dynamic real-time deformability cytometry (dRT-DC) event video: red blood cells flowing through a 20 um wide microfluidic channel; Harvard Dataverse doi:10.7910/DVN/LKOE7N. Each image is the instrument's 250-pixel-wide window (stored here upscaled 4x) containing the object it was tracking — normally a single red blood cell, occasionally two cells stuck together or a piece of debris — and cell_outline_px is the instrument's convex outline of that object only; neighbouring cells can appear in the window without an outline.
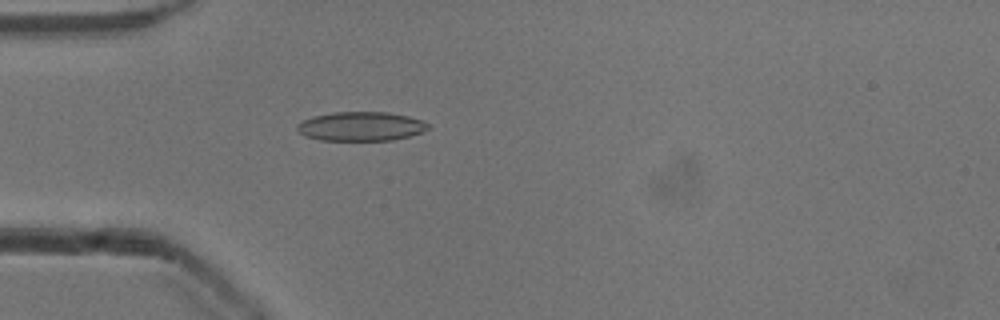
{"species": "common noctule bat (a hibernating species)", "species_latin": "Nyctalus noctula", "temperature_condition": "cold", "stored_images_in_passage": 44, "camera_frame_rate_fps": 3000, "um_per_image_px": 0.085, "animal": {"sex": "male", "body_mass_g": 13.3}, "frame": {"image": 1, "passage_image": 7, "time_ms": 2.0, "image_size_px": [1000, 320], "cell_outline_px": [[428, 128], [424, 132], [392, 140], [320, 140], [304, 136], [296, 128], [296, 124], [312, 116], [332, 112], [388, 112], [408, 116], [420, 120], [428, 124]], "centroid_in_image_um": [30.65, 10.74], "position_along_channel_um": 54.4, "area_um2": 22.2}}
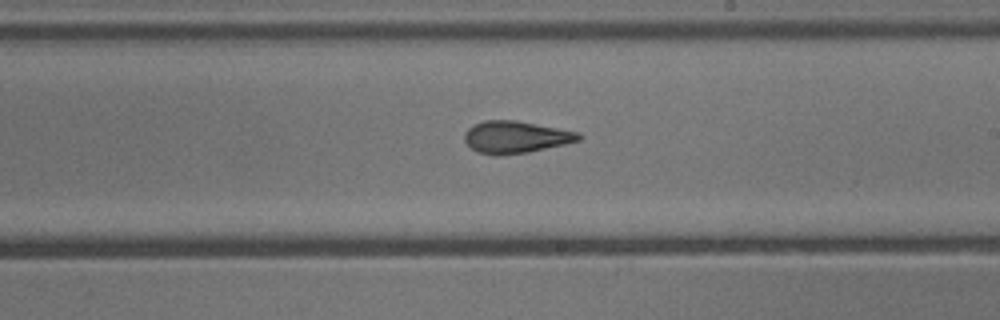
{"frame": {"image": 2, "passage_image": 22, "time_ms": 7.0, "image_size_px": [1000, 320], "cell_outline_px": [[580, 140], [564, 144], [528, 152], [496, 156], [476, 152], [464, 140], [464, 132], [468, 128], [484, 120], [516, 120], [580, 132]], "centroid_in_image_um": [43.81, 11.65], "position_along_channel_um": 245.2, "area_um2": 21.33}}
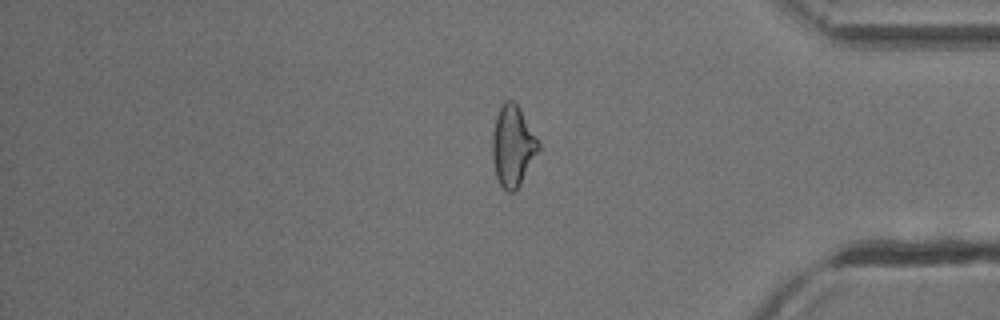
{"frame": {"image": 3, "passage_image": 35, "time_ms": 11.333, "image_size_px": [1000, 320], "cell_outline_px": [[540, 148], [520, 184], [512, 192], [508, 192], [500, 184], [496, 176], [492, 156], [492, 136], [496, 116], [500, 104], [504, 100], [512, 100], [520, 108], [540, 144]], "centroid_in_image_um": [43.57, 12.37], "position_along_channel_um": 391.6, "area_um2": 21.5}, "authors_computed_cell_mechanics": {"area_um2": 21.4727, "velocity_mm_per_s": 3.9516, "shape_relaxation_time_tau1_ms": null, "shape_relaxation_time_tau2_ms": 2.3677, "deformation_change_tau1": null, "deformation_change_tau2": 0.1078}}